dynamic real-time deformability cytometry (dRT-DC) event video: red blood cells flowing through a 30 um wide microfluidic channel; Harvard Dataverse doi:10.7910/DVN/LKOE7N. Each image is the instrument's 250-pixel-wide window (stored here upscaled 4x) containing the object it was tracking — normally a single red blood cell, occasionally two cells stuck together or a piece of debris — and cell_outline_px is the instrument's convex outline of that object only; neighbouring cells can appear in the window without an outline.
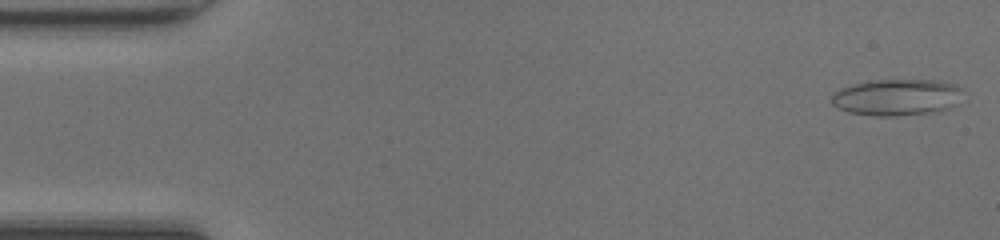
{"species": "common noctule bat (a hibernating species)", "species_latin": "Nyctalus noctula", "temperature_condition": "room temperature", "stored_images_in_passage": 48, "camera_frame_rate_fps": 3000, "um_per_image_px": 0.085, "animal": {"sex": "female", "body_mass_g": 20.0, "forearm_length_mm": 54.0}, "frame": {"image": 1, "passage_image": 1, "time_ms": 0.0, "image_size_px": [1000, 240], "cell_outline_px": [[968, 100], [948, 108], [936, 112], [900, 116], [872, 116], [848, 112], [836, 108], [832, 104], [832, 96], [840, 88], [852, 84], [872, 80], [940, 80], [956, 84], [964, 88]], "centroid_in_image_um": [76.36, 8.27], "position_along_channel_um": 8.6, "area_um2": 28.96}}
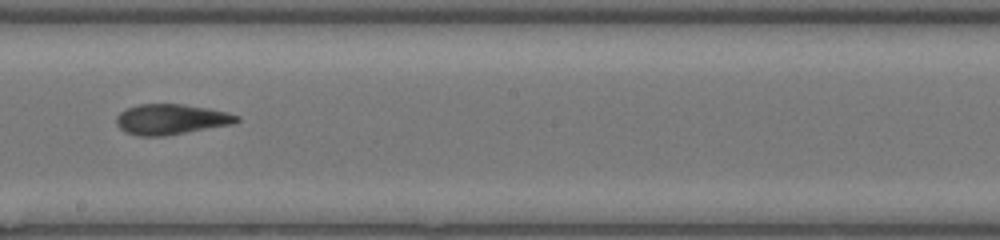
{"frame": {"image": 2, "passage_image": 26, "time_ms": 8.333, "image_size_px": [1000, 240], "cell_outline_px": [[240, 120], [232, 124], [164, 136], [140, 136], [124, 132], [116, 124], [116, 116], [120, 112], [128, 108], [140, 104], [184, 104], [208, 108], [228, 112], [240, 116]], "centroid_in_image_um": [14.54, 10.14], "position_along_channel_um": 233.7, "area_um2": 21.33}}
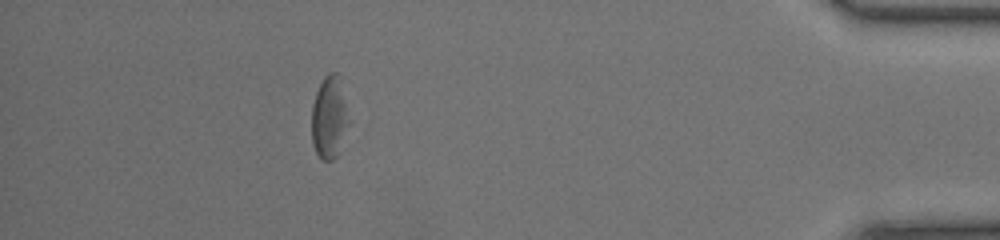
{"frame": {"image": 3, "passage_image": 42, "time_ms": 13.667, "image_size_px": [1000, 240], "cell_outline_px": [[348, 124], [340, 152], [332, 160], [320, 160], [312, 144], [312, 104], [316, 92], [324, 76], [328, 72], [336, 72], [348, 120]], "centroid_in_image_um": [27.94, 10.07], "position_along_channel_um": 407.3, "area_um2": 17.34}, "authors_computed_cell_mechanics": {"area_um2": 21.2415, "velocity_mm_per_s": 4.2978, "shape_relaxation_time_tau1_ms": 3.1195, "shape_relaxation_time_tau2_ms": 6.8958, "deformation_change_tau1": 0.1508, "deformation_change_tau2": 0.2284}}